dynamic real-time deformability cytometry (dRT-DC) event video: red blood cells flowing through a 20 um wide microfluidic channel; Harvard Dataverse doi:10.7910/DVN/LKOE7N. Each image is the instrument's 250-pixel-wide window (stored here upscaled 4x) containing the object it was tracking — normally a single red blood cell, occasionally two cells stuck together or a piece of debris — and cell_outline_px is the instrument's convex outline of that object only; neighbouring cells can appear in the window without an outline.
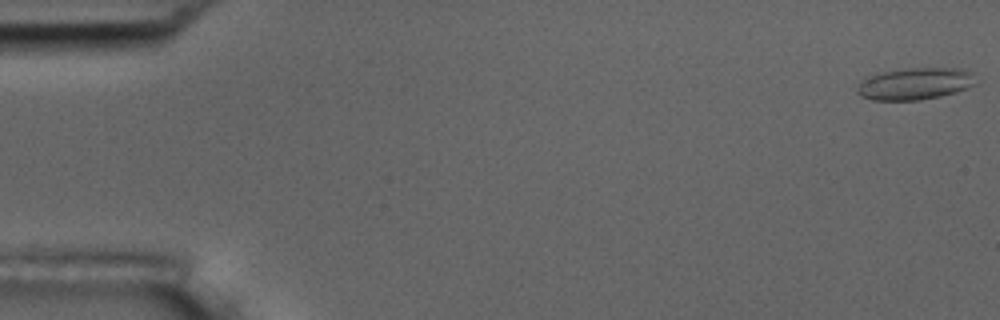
{"species": "common noctule bat (a hibernating species)", "species_latin": "Nyctalus noctula", "temperature_condition": "room temperature", "stored_images_in_passage": 9, "camera_frame_rate_fps": 3000, "um_per_image_px": 0.085, "animal": {"sex": "male", "body_mass_g": 17.5, "forearm_length_mm": 52.3}, "frame": {"image": 1, "passage_image": 1, "time_ms": 0.0, "image_size_px": [1000, 320], "cell_outline_px": [[976, 84], [940, 96], [920, 100], [872, 100], [860, 96], [856, 92], [856, 88], [864, 76], [904, 68], [964, 68], [972, 72]], "centroid_in_image_um": [77.72, 7.11], "position_along_channel_um": 7.3, "area_um2": 22.14}}
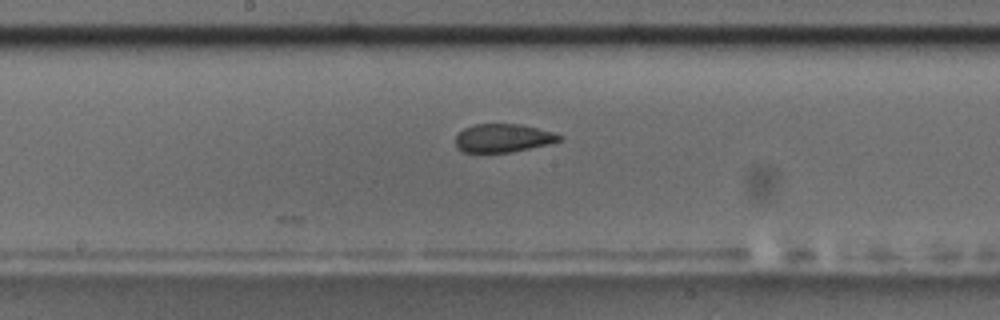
{"frame": {"image": 2, "passage_image": 9, "time_ms": 9.333, "image_size_px": [1000, 320], "cell_outline_px": [[564, 136], [560, 140], [548, 144], [512, 152], [464, 152], [456, 148], [456, 136], [464, 128], [472, 124], [520, 124], [552, 132]], "centroid_in_image_um": [42.74, 11.73], "position_along_channel_um": 205.5, "area_um2": 17.05}}